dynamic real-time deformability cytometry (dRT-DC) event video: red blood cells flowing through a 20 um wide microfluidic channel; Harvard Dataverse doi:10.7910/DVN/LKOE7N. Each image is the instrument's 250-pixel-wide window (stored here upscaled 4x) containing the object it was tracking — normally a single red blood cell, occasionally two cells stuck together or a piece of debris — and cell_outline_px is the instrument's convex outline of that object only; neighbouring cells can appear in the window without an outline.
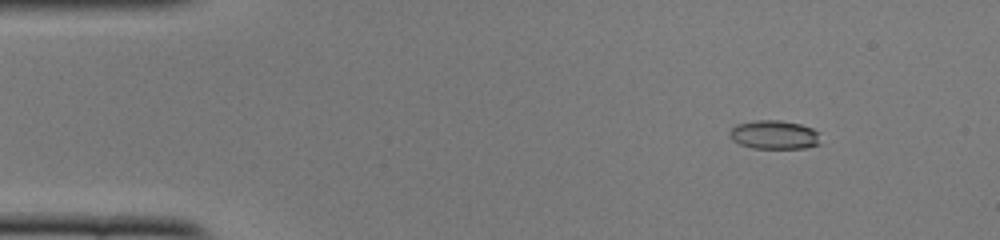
{"species": "common noctule bat (a hibernating species)", "species_latin": "Nyctalus noctula", "temperature_condition": "cold", "stored_images_in_passage": 52, "camera_frame_rate_fps": 3000, "um_per_image_px": 0.085, "animal": {"sex": "female", "body_mass_g": 22.0, "forearm_length_mm": 56.7}, "frame": {"image": 1, "passage_image": 7, "time_ms": 2.0, "image_size_px": [1000, 240], "cell_outline_px": [[820, 144], [804, 148], [752, 148], [740, 144], [732, 140], [728, 136], [728, 132], [736, 124], [756, 120], [780, 120], [800, 124], [812, 128], [820, 132]], "centroid_in_image_um": [65.81, 11.45], "position_along_channel_um": 19.2, "area_um2": 15.43}}
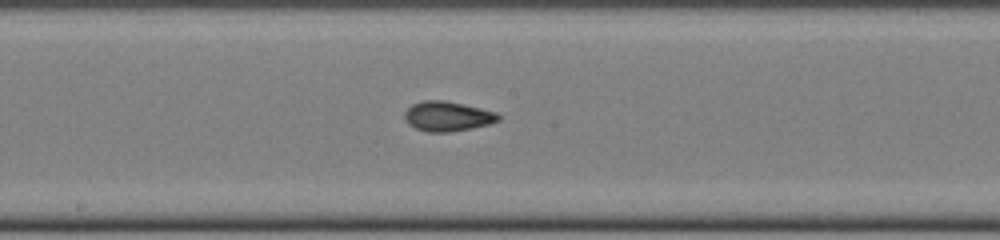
{"frame": {"image": 2, "passage_image": 28, "time_ms": 9.0, "image_size_px": [1000, 240], "cell_outline_px": [[500, 120], [488, 124], [472, 128], [448, 132], [428, 132], [416, 128], [408, 124], [404, 120], [404, 112], [412, 104], [424, 100], [444, 100], [464, 104], [496, 112], [500, 116]], "centroid_in_image_um": [38.01, 9.88], "position_along_channel_um": 210.2, "area_um2": 16.3}}
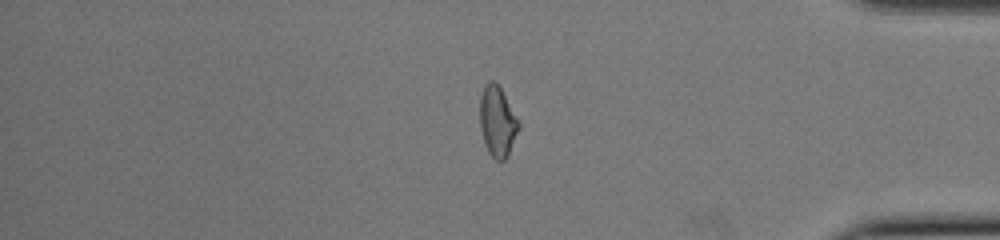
{"frame": {"image": 3, "passage_image": 44, "time_ms": 14.333, "image_size_px": [1000, 240], "cell_outline_px": [[520, 128], [508, 156], [504, 160], [496, 160], [488, 152], [484, 144], [480, 128], [480, 96], [484, 84], [488, 80], [492, 80], [500, 88], [520, 120]], "centroid_in_image_um": [42.29, 10.33], "position_along_channel_um": 392.9, "area_um2": 16.18}, "authors_computed_cell_mechanics": {"area_um2": 15.5771, "velocity_mm_per_s": 3.9208, "shape_relaxation_time_tau1_ms": 6.3422, "shape_relaxation_time_tau2_ms": 3.5399, "deformation_change_tau1": 0.1884, "deformation_change_tau2": 0.0837}}